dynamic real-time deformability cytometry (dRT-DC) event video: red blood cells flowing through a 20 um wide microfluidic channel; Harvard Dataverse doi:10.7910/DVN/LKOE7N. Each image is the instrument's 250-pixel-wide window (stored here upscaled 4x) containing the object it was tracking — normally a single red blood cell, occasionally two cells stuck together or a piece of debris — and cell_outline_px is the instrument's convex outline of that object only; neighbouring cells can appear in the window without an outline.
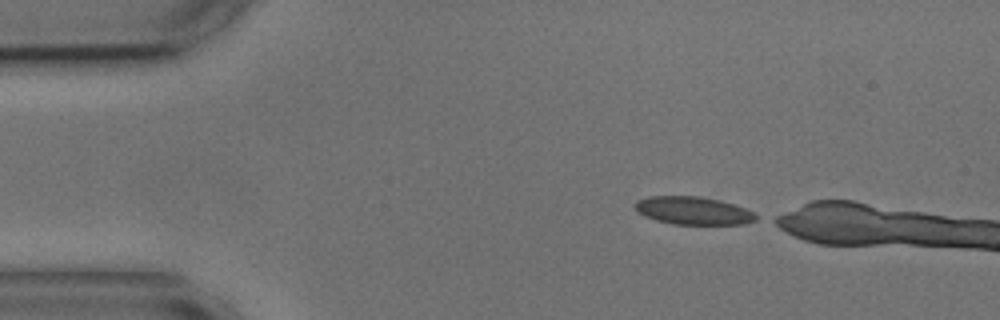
{"species": "common noctule bat (a hibernating species)", "species_latin": "Nyctalus noctula", "temperature_condition": "cold", "stored_images_in_passage": 4, "camera_frame_rate_fps": 3000, "um_per_image_px": 0.085, "animal": {"sex": "male", "body_mass_g": 17.9, "forearm_length_mm": 54.2}, "frame": {"image": 1, "passage_image": 1, "time_ms": 0.0, "image_size_px": [1000, 320], "cell_outline_px": [[760, 216], [756, 220], [744, 224], [672, 224], [656, 220], [644, 216], [636, 212], [636, 200], [648, 196], [700, 196], [720, 200], [744, 208]], "centroid_in_image_um": [58.91, 17.9], "position_along_channel_um": 26.1, "area_um2": 19.71}}